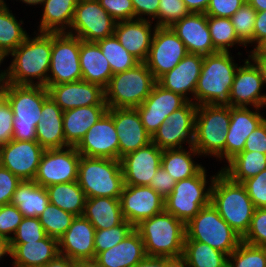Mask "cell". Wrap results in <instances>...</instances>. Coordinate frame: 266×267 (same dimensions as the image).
<instances>
[{"label": "cell", "mask_w": 266, "mask_h": 267, "mask_svg": "<svg viewBox=\"0 0 266 267\" xmlns=\"http://www.w3.org/2000/svg\"><path fill=\"white\" fill-rule=\"evenodd\" d=\"M75 217V215L49 203L39 216V220L47 236L59 240L71 226Z\"/></svg>", "instance_id": "ee69618b"}, {"label": "cell", "mask_w": 266, "mask_h": 267, "mask_svg": "<svg viewBox=\"0 0 266 267\" xmlns=\"http://www.w3.org/2000/svg\"><path fill=\"white\" fill-rule=\"evenodd\" d=\"M119 140V160L126 154L151 143L136 108H108Z\"/></svg>", "instance_id": "603a6c76"}, {"label": "cell", "mask_w": 266, "mask_h": 267, "mask_svg": "<svg viewBox=\"0 0 266 267\" xmlns=\"http://www.w3.org/2000/svg\"><path fill=\"white\" fill-rule=\"evenodd\" d=\"M96 229L83 215L76 216L71 226L58 240L59 255L72 260L95 259Z\"/></svg>", "instance_id": "d4e9b609"}, {"label": "cell", "mask_w": 266, "mask_h": 267, "mask_svg": "<svg viewBox=\"0 0 266 267\" xmlns=\"http://www.w3.org/2000/svg\"><path fill=\"white\" fill-rule=\"evenodd\" d=\"M21 1L29 5H37V4H43L44 0H21Z\"/></svg>", "instance_id": "11e5206c"}, {"label": "cell", "mask_w": 266, "mask_h": 267, "mask_svg": "<svg viewBox=\"0 0 266 267\" xmlns=\"http://www.w3.org/2000/svg\"><path fill=\"white\" fill-rule=\"evenodd\" d=\"M25 38L9 55L14 57L7 72L5 83L15 85L47 86L51 64L52 33L40 32ZM34 79L38 81L34 83Z\"/></svg>", "instance_id": "6da1fadb"}, {"label": "cell", "mask_w": 266, "mask_h": 267, "mask_svg": "<svg viewBox=\"0 0 266 267\" xmlns=\"http://www.w3.org/2000/svg\"><path fill=\"white\" fill-rule=\"evenodd\" d=\"M238 64L234 63L230 52H217L205 55L201 74L193 97L194 103L226 104L229 100L232 84Z\"/></svg>", "instance_id": "5b68a950"}, {"label": "cell", "mask_w": 266, "mask_h": 267, "mask_svg": "<svg viewBox=\"0 0 266 267\" xmlns=\"http://www.w3.org/2000/svg\"><path fill=\"white\" fill-rule=\"evenodd\" d=\"M246 2V0H210L205 14L219 18H231Z\"/></svg>", "instance_id": "11a10c76"}, {"label": "cell", "mask_w": 266, "mask_h": 267, "mask_svg": "<svg viewBox=\"0 0 266 267\" xmlns=\"http://www.w3.org/2000/svg\"><path fill=\"white\" fill-rule=\"evenodd\" d=\"M253 48L249 56H266V38Z\"/></svg>", "instance_id": "2644e50d"}, {"label": "cell", "mask_w": 266, "mask_h": 267, "mask_svg": "<svg viewBox=\"0 0 266 267\" xmlns=\"http://www.w3.org/2000/svg\"><path fill=\"white\" fill-rule=\"evenodd\" d=\"M43 267H76V261L68 257L58 255L52 261H49Z\"/></svg>", "instance_id": "03108f58"}, {"label": "cell", "mask_w": 266, "mask_h": 267, "mask_svg": "<svg viewBox=\"0 0 266 267\" xmlns=\"http://www.w3.org/2000/svg\"><path fill=\"white\" fill-rule=\"evenodd\" d=\"M45 149L37 141L11 140L0 146V165L20 180H34Z\"/></svg>", "instance_id": "2e32d148"}, {"label": "cell", "mask_w": 266, "mask_h": 267, "mask_svg": "<svg viewBox=\"0 0 266 267\" xmlns=\"http://www.w3.org/2000/svg\"><path fill=\"white\" fill-rule=\"evenodd\" d=\"M14 267H43L59 255L58 240L46 236L39 241L10 244Z\"/></svg>", "instance_id": "4dcf8cb0"}, {"label": "cell", "mask_w": 266, "mask_h": 267, "mask_svg": "<svg viewBox=\"0 0 266 267\" xmlns=\"http://www.w3.org/2000/svg\"><path fill=\"white\" fill-rule=\"evenodd\" d=\"M11 204L15 205L24 217H39L49 204V199L45 187L34 180H25L17 186Z\"/></svg>", "instance_id": "e575fe53"}, {"label": "cell", "mask_w": 266, "mask_h": 267, "mask_svg": "<svg viewBox=\"0 0 266 267\" xmlns=\"http://www.w3.org/2000/svg\"><path fill=\"white\" fill-rule=\"evenodd\" d=\"M8 55L0 49V65L2 63V61L5 59V57H7ZM7 72L8 70H4L0 72V84H4L6 82L7 79Z\"/></svg>", "instance_id": "34e18365"}, {"label": "cell", "mask_w": 266, "mask_h": 267, "mask_svg": "<svg viewBox=\"0 0 266 267\" xmlns=\"http://www.w3.org/2000/svg\"><path fill=\"white\" fill-rule=\"evenodd\" d=\"M96 43L108 60L113 74L131 69L139 63V61L120 44L115 35L99 40Z\"/></svg>", "instance_id": "b9f144b4"}, {"label": "cell", "mask_w": 266, "mask_h": 267, "mask_svg": "<svg viewBox=\"0 0 266 267\" xmlns=\"http://www.w3.org/2000/svg\"><path fill=\"white\" fill-rule=\"evenodd\" d=\"M228 267H266V247L252 246L242 241L228 256Z\"/></svg>", "instance_id": "f6af8a7d"}, {"label": "cell", "mask_w": 266, "mask_h": 267, "mask_svg": "<svg viewBox=\"0 0 266 267\" xmlns=\"http://www.w3.org/2000/svg\"><path fill=\"white\" fill-rule=\"evenodd\" d=\"M156 83L145 62L113 74L104 89L108 108H137L149 96Z\"/></svg>", "instance_id": "ba28073f"}, {"label": "cell", "mask_w": 266, "mask_h": 267, "mask_svg": "<svg viewBox=\"0 0 266 267\" xmlns=\"http://www.w3.org/2000/svg\"><path fill=\"white\" fill-rule=\"evenodd\" d=\"M151 20L133 19L116 23L114 35L120 44L139 62H145L149 53L156 26L151 32ZM153 33V34H151Z\"/></svg>", "instance_id": "83f0119b"}, {"label": "cell", "mask_w": 266, "mask_h": 267, "mask_svg": "<svg viewBox=\"0 0 266 267\" xmlns=\"http://www.w3.org/2000/svg\"><path fill=\"white\" fill-rule=\"evenodd\" d=\"M77 181L87 198L120 199L124 187L120 160L81 155Z\"/></svg>", "instance_id": "52a82bcc"}, {"label": "cell", "mask_w": 266, "mask_h": 267, "mask_svg": "<svg viewBox=\"0 0 266 267\" xmlns=\"http://www.w3.org/2000/svg\"><path fill=\"white\" fill-rule=\"evenodd\" d=\"M145 246L147 256H183L185 224L165 210L135 226Z\"/></svg>", "instance_id": "277c9868"}, {"label": "cell", "mask_w": 266, "mask_h": 267, "mask_svg": "<svg viewBox=\"0 0 266 267\" xmlns=\"http://www.w3.org/2000/svg\"><path fill=\"white\" fill-rule=\"evenodd\" d=\"M240 65L234 77L229 100L226 103L231 107H247L252 105L263 108L266 105V94H260L263 87V79L259 68L250 58Z\"/></svg>", "instance_id": "ffe728a7"}, {"label": "cell", "mask_w": 266, "mask_h": 267, "mask_svg": "<svg viewBox=\"0 0 266 267\" xmlns=\"http://www.w3.org/2000/svg\"><path fill=\"white\" fill-rule=\"evenodd\" d=\"M259 109L256 108L254 112L248 107L230 106V126L225 144L227 162L244 150L247 137L266 119L259 113Z\"/></svg>", "instance_id": "4316f807"}, {"label": "cell", "mask_w": 266, "mask_h": 267, "mask_svg": "<svg viewBox=\"0 0 266 267\" xmlns=\"http://www.w3.org/2000/svg\"><path fill=\"white\" fill-rule=\"evenodd\" d=\"M183 257L189 267H228V255L200 241L184 240Z\"/></svg>", "instance_id": "ab89813d"}, {"label": "cell", "mask_w": 266, "mask_h": 267, "mask_svg": "<svg viewBox=\"0 0 266 267\" xmlns=\"http://www.w3.org/2000/svg\"><path fill=\"white\" fill-rule=\"evenodd\" d=\"M203 167L195 176L178 181L164 200L165 211L187 224L204 206L210 203V188L206 189V171Z\"/></svg>", "instance_id": "30bf717a"}, {"label": "cell", "mask_w": 266, "mask_h": 267, "mask_svg": "<svg viewBox=\"0 0 266 267\" xmlns=\"http://www.w3.org/2000/svg\"><path fill=\"white\" fill-rule=\"evenodd\" d=\"M189 12L205 13L210 0H182Z\"/></svg>", "instance_id": "e7e4bbea"}, {"label": "cell", "mask_w": 266, "mask_h": 267, "mask_svg": "<svg viewBox=\"0 0 266 267\" xmlns=\"http://www.w3.org/2000/svg\"><path fill=\"white\" fill-rule=\"evenodd\" d=\"M210 203L241 237L246 234L255 206L242 183L231 180L220 170L212 181Z\"/></svg>", "instance_id": "3957f363"}, {"label": "cell", "mask_w": 266, "mask_h": 267, "mask_svg": "<svg viewBox=\"0 0 266 267\" xmlns=\"http://www.w3.org/2000/svg\"><path fill=\"white\" fill-rule=\"evenodd\" d=\"M256 13L257 11L246 2L230 18L238 39L244 46L253 42Z\"/></svg>", "instance_id": "bcb514c9"}, {"label": "cell", "mask_w": 266, "mask_h": 267, "mask_svg": "<svg viewBox=\"0 0 266 267\" xmlns=\"http://www.w3.org/2000/svg\"><path fill=\"white\" fill-rule=\"evenodd\" d=\"M266 38V11L257 12L254 24L253 43L255 47Z\"/></svg>", "instance_id": "6125c7cd"}, {"label": "cell", "mask_w": 266, "mask_h": 267, "mask_svg": "<svg viewBox=\"0 0 266 267\" xmlns=\"http://www.w3.org/2000/svg\"><path fill=\"white\" fill-rule=\"evenodd\" d=\"M81 154L74 146L45 149L34 181L43 187L78 180V165Z\"/></svg>", "instance_id": "4fadbf2b"}, {"label": "cell", "mask_w": 266, "mask_h": 267, "mask_svg": "<svg viewBox=\"0 0 266 267\" xmlns=\"http://www.w3.org/2000/svg\"><path fill=\"white\" fill-rule=\"evenodd\" d=\"M99 3L116 22L135 19L131 0H99Z\"/></svg>", "instance_id": "db71d44e"}, {"label": "cell", "mask_w": 266, "mask_h": 267, "mask_svg": "<svg viewBox=\"0 0 266 267\" xmlns=\"http://www.w3.org/2000/svg\"><path fill=\"white\" fill-rule=\"evenodd\" d=\"M76 267H101L95 259L77 260Z\"/></svg>", "instance_id": "753ad0ef"}, {"label": "cell", "mask_w": 266, "mask_h": 267, "mask_svg": "<svg viewBox=\"0 0 266 267\" xmlns=\"http://www.w3.org/2000/svg\"><path fill=\"white\" fill-rule=\"evenodd\" d=\"M243 151L266 154V119L247 137Z\"/></svg>", "instance_id": "91938a15"}, {"label": "cell", "mask_w": 266, "mask_h": 267, "mask_svg": "<svg viewBox=\"0 0 266 267\" xmlns=\"http://www.w3.org/2000/svg\"><path fill=\"white\" fill-rule=\"evenodd\" d=\"M24 218L23 214L13 204H5L0 208V236L8 240L11 233L14 235L19 224Z\"/></svg>", "instance_id": "816d5d0a"}, {"label": "cell", "mask_w": 266, "mask_h": 267, "mask_svg": "<svg viewBox=\"0 0 266 267\" xmlns=\"http://www.w3.org/2000/svg\"><path fill=\"white\" fill-rule=\"evenodd\" d=\"M116 23L99 1L78 0L71 30L66 33L79 37L82 41L97 42L113 36Z\"/></svg>", "instance_id": "7c38bea8"}, {"label": "cell", "mask_w": 266, "mask_h": 267, "mask_svg": "<svg viewBox=\"0 0 266 267\" xmlns=\"http://www.w3.org/2000/svg\"><path fill=\"white\" fill-rule=\"evenodd\" d=\"M162 152L153 142L120 158L124 185L149 186L161 166Z\"/></svg>", "instance_id": "44dd1931"}, {"label": "cell", "mask_w": 266, "mask_h": 267, "mask_svg": "<svg viewBox=\"0 0 266 267\" xmlns=\"http://www.w3.org/2000/svg\"><path fill=\"white\" fill-rule=\"evenodd\" d=\"M176 180L161 166L151 179L149 187L156 191L160 196L166 199L173 191Z\"/></svg>", "instance_id": "680465c9"}, {"label": "cell", "mask_w": 266, "mask_h": 267, "mask_svg": "<svg viewBox=\"0 0 266 267\" xmlns=\"http://www.w3.org/2000/svg\"><path fill=\"white\" fill-rule=\"evenodd\" d=\"M78 0H44L39 32L61 33L70 28ZM67 27H66V26Z\"/></svg>", "instance_id": "d590c367"}, {"label": "cell", "mask_w": 266, "mask_h": 267, "mask_svg": "<svg viewBox=\"0 0 266 267\" xmlns=\"http://www.w3.org/2000/svg\"><path fill=\"white\" fill-rule=\"evenodd\" d=\"M81 39L66 32L52 33L51 64L47 85L82 80L79 61Z\"/></svg>", "instance_id": "8fae6325"}, {"label": "cell", "mask_w": 266, "mask_h": 267, "mask_svg": "<svg viewBox=\"0 0 266 267\" xmlns=\"http://www.w3.org/2000/svg\"><path fill=\"white\" fill-rule=\"evenodd\" d=\"M22 180L0 165V206L10 204L13 193Z\"/></svg>", "instance_id": "9f6ffc18"}, {"label": "cell", "mask_w": 266, "mask_h": 267, "mask_svg": "<svg viewBox=\"0 0 266 267\" xmlns=\"http://www.w3.org/2000/svg\"><path fill=\"white\" fill-rule=\"evenodd\" d=\"M45 189L49 203L75 216L83 215L87 197L78 181L53 184Z\"/></svg>", "instance_id": "74e56055"}, {"label": "cell", "mask_w": 266, "mask_h": 267, "mask_svg": "<svg viewBox=\"0 0 266 267\" xmlns=\"http://www.w3.org/2000/svg\"><path fill=\"white\" fill-rule=\"evenodd\" d=\"M46 88L49 96L62 111L84 106L107 105L104 89L85 80L47 85Z\"/></svg>", "instance_id": "7402d4cb"}, {"label": "cell", "mask_w": 266, "mask_h": 267, "mask_svg": "<svg viewBox=\"0 0 266 267\" xmlns=\"http://www.w3.org/2000/svg\"><path fill=\"white\" fill-rule=\"evenodd\" d=\"M23 21L12 14L5 2H0V49L7 55L13 52L28 36L21 27Z\"/></svg>", "instance_id": "60d3db41"}, {"label": "cell", "mask_w": 266, "mask_h": 267, "mask_svg": "<svg viewBox=\"0 0 266 267\" xmlns=\"http://www.w3.org/2000/svg\"><path fill=\"white\" fill-rule=\"evenodd\" d=\"M165 267H189L187 260L183 257H166Z\"/></svg>", "instance_id": "a7ac6f4b"}, {"label": "cell", "mask_w": 266, "mask_h": 267, "mask_svg": "<svg viewBox=\"0 0 266 267\" xmlns=\"http://www.w3.org/2000/svg\"><path fill=\"white\" fill-rule=\"evenodd\" d=\"M190 12L182 0H160L157 27H171Z\"/></svg>", "instance_id": "681fc988"}, {"label": "cell", "mask_w": 266, "mask_h": 267, "mask_svg": "<svg viewBox=\"0 0 266 267\" xmlns=\"http://www.w3.org/2000/svg\"><path fill=\"white\" fill-rule=\"evenodd\" d=\"M14 115L8 101L4 98L0 102V146L13 139Z\"/></svg>", "instance_id": "6f0895ef"}, {"label": "cell", "mask_w": 266, "mask_h": 267, "mask_svg": "<svg viewBox=\"0 0 266 267\" xmlns=\"http://www.w3.org/2000/svg\"><path fill=\"white\" fill-rule=\"evenodd\" d=\"M135 11V19H146L141 15H147L152 19H158V8L160 0H131Z\"/></svg>", "instance_id": "94428289"}, {"label": "cell", "mask_w": 266, "mask_h": 267, "mask_svg": "<svg viewBox=\"0 0 266 267\" xmlns=\"http://www.w3.org/2000/svg\"><path fill=\"white\" fill-rule=\"evenodd\" d=\"M203 55L187 54L172 70L160 76L156 82L167 90L178 93L191 101L188 92L195 95L198 78L203 65Z\"/></svg>", "instance_id": "484cf974"}, {"label": "cell", "mask_w": 266, "mask_h": 267, "mask_svg": "<svg viewBox=\"0 0 266 267\" xmlns=\"http://www.w3.org/2000/svg\"><path fill=\"white\" fill-rule=\"evenodd\" d=\"M242 241L252 246L266 247V207L255 208L249 229Z\"/></svg>", "instance_id": "f907efd6"}, {"label": "cell", "mask_w": 266, "mask_h": 267, "mask_svg": "<svg viewBox=\"0 0 266 267\" xmlns=\"http://www.w3.org/2000/svg\"><path fill=\"white\" fill-rule=\"evenodd\" d=\"M83 216L96 230L115 227L125 220L121 211L120 199L110 197L87 198Z\"/></svg>", "instance_id": "836d02e7"}, {"label": "cell", "mask_w": 266, "mask_h": 267, "mask_svg": "<svg viewBox=\"0 0 266 267\" xmlns=\"http://www.w3.org/2000/svg\"><path fill=\"white\" fill-rule=\"evenodd\" d=\"M85 157L119 160V140L112 114L107 110L76 146Z\"/></svg>", "instance_id": "ac0fdd59"}, {"label": "cell", "mask_w": 266, "mask_h": 267, "mask_svg": "<svg viewBox=\"0 0 266 267\" xmlns=\"http://www.w3.org/2000/svg\"><path fill=\"white\" fill-rule=\"evenodd\" d=\"M197 105L188 101L172 112L151 136V142L160 149L183 148L184 141L193 146Z\"/></svg>", "instance_id": "5bb4252c"}, {"label": "cell", "mask_w": 266, "mask_h": 267, "mask_svg": "<svg viewBox=\"0 0 266 267\" xmlns=\"http://www.w3.org/2000/svg\"><path fill=\"white\" fill-rule=\"evenodd\" d=\"M4 99L3 84H0V102Z\"/></svg>", "instance_id": "2a66077c"}, {"label": "cell", "mask_w": 266, "mask_h": 267, "mask_svg": "<svg viewBox=\"0 0 266 267\" xmlns=\"http://www.w3.org/2000/svg\"><path fill=\"white\" fill-rule=\"evenodd\" d=\"M164 198L149 186L124 185L120 195L124 219L134 227L165 210Z\"/></svg>", "instance_id": "e0dca14e"}, {"label": "cell", "mask_w": 266, "mask_h": 267, "mask_svg": "<svg viewBox=\"0 0 266 267\" xmlns=\"http://www.w3.org/2000/svg\"><path fill=\"white\" fill-rule=\"evenodd\" d=\"M255 208L266 207V170L242 182Z\"/></svg>", "instance_id": "f5cc1de1"}, {"label": "cell", "mask_w": 266, "mask_h": 267, "mask_svg": "<svg viewBox=\"0 0 266 267\" xmlns=\"http://www.w3.org/2000/svg\"><path fill=\"white\" fill-rule=\"evenodd\" d=\"M46 236L39 217H24L9 241L10 244H22L39 241Z\"/></svg>", "instance_id": "c3c4849f"}, {"label": "cell", "mask_w": 266, "mask_h": 267, "mask_svg": "<svg viewBox=\"0 0 266 267\" xmlns=\"http://www.w3.org/2000/svg\"><path fill=\"white\" fill-rule=\"evenodd\" d=\"M7 254L11 256L10 241L0 236V260Z\"/></svg>", "instance_id": "89a4df30"}, {"label": "cell", "mask_w": 266, "mask_h": 267, "mask_svg": "<svg viewBox=\"0 0 266 267\" xmlns=\"http://www.w3.org/2000/svg\"><path fill=\"white\" fill-rule=\"evenodd\" d=\"M166 257L146 256L134 267H165Z\"/></svg>", "instance_id": "be15d7a7"}, {"label": "cell", "mask_w": 266, "mask_h": 267, "mask_svg": "<svg viewBox=\"0 0 266 267\" xmlns=\"http://www.w3.org/2000/svg\"><path fill=\"white\" fill-rule=\"evenodd\" d=\"M189 149L188 152L183 148L164 149L162 152L161 167L176 182L195 176L203 168L192 160V155H199V152L193 146H189Z\"/></svg>", "instance_id": "8d00e7d4"}, {"label": "cell", "mask_w": 266, "mask_h": 267, "mask_svg": "<svg viewBox=\"0 0 266 267\" xmlns=\"http://www.w3.org/2000/svg\"><path fill=\"white\" fill-rule=\"evenodd\" d=\"M82 1H99V0H82Z\"/></svg>", "instance_id": "b9fcfbb0"}, {"label": "cell", "mask_w": 266, "mask_h": 267, "mask_svg": "<svg viewBox=\"0 0 266 267\" xmlns=\"http://www.w3.org/2000/svg\"><path fill=\"white\" fill-rule=\"evenodd\" d=\"M4 98L13 115V140L36 141L44 101L49 97L48 89L40 85L3 84Z\"/></svg>", "instance_id": "7a4b0ae2"}, {"label": "cell", "mask_w": 266, "mask_h": 267, "mask_svg": "<svg viewBox=\"0 0 266 267\" xmlns=\"http://www.w3.org/2000/svg\"><path fill=\"white\" fill-rule=\"evenodd\" d=\"M147 256L140 234L134 229L119 244L95 256L101 267H134Z\"/></svg>", "instance_id": "f1b7e54d"}, {"label": "cell", "mask_w": 266, "mask_h": 267, "mask_svg": "<svg viewBox=\"0 0 266 267\" xmlns=\"http://www.w3.org/2000/svg\"><path fill=\"white\" fill-rule=\"evenodd\" d=\"M188 51L171 27H157L145 64L157 80L172 70Z\"/></svg>", "instance_id": "9a60e30c"}, {"label": "cell", "mask_w": 266, "mask_h": 267, "mask_svg": "<svg viewBox=\"0 0 266 267\" xmlns=\"http://www.w3.org/2000/svg\"><path fill=\"white\" fill-rule=\"evenodd\" d=\"M259 68L263 83L266 84V56H248Z\"/></svg>", "instance_id": "003e7915"}, {"label": "cell", "mask_w": 266, "mask_h": 267, "mask_svg": "<svg viewBox=\"0 0 266 267\" xmlns=\"http://www.w3.org/2000/svg\"><path fill=\"white\" fill-rule=\"evenodd\" d=\"M230 126V106L227 104L198 105L195 118L193 147L200 156L225 158V144Z\"/></svg>", "instance_id": "8992f818"}, {"label": "cell", "mask_w": 266, "mask_h": 267, "mask_svg": "<svg viewBox=\"0 0 266 267\" xmlns=\"http://www.w3.org/2000/svg\"><path fill=\"white\" fill-rule=\"evenodd\" d=\"M79 61L82 80L97 84L103 89L108 86L113 73L108 60L96 42L81 40Z\"/></svg>", "instance_id": "d6a6232c"}, {"label": "cell", "mask_w": 266, "mask_h": 267, "mask_svg": "<svg viewBox=\"0 0 266 267\" xmlns=\"http://www.w3.org/2000/svg\"><path fill=\"white\" fill-rule=\"evenodd\" d=\"M257 12L266 11V0H246Z\"/></svg>", "instance_id": "8c879c8a"}, {"label": "cell", "mask_w": 266, "mask_h": 267, "mask_svg": "<svg viewBox=\"0 0 266 267\" xmlns=\"http://www.w3.org/2000/svg\"><path fill=\"white\" fill-rule=\"evenodd\" d=\"M36 141L44 149L67 147L63 131V111L49 96L43 103Z\"/></svg>", "instance_id": "f546056e"}, {"label": "cell", "mask_w": 266, "mask_h": 267, "mask_svg": "<svg viewBox=\"0 0 266 267\" xmlns=\"http://www.w3.org/2000/svg\"><path fill=\"white\" fill-rule=\"evenodd\" d=\"M187 102L182 95L167 90L156 82L149 96L136 109L145 130L152 136L172 112Z\"/></svg>", "instance_id": "d6986e66"}, {"label": "cell", "mask_w": 266, "mask_h": 267, "mask_svg": "<svg viewBox=\"0 0 266 267\" xmlns=\"http://www.w3.org/2000/svg\"><path fill=\"white\" fill-rule=\"evenodd\" d=\"M185 232V240L206 243L228 256L242 242V237L229 226L211 203L185 224Z\"/></svg>", "instance_id": "9c48e42d"}, {"label": "cell", "mask_w": 266, "mask_h": 267, "mask_svg": "<svg viewBox=\"0 0 266 267\" xmlns=\"http://www.w3.org/2000/svg\"><path fill=\"white\" fill-rule=\"evenodd\" d=\"M107 110V105H93L63 111V131L66 145L76 147L87 131Z\"/></svg>", "instance_id": "1f68e13d"}, {"label": "cell", "mask_w": 266, "mask_h": 267, "mask_svg": "<svg viewBox=\"0 0 266 267\" xmlns=\"http://www.w3.org/2000/svg\"><path fill=\"white\" fill-rule=\"evenodd\" d=\"M184 43L189 54L210 55L217 53L211 40L205 13L190 12L171 26Z\"/></svg>", "instance_id": "cb8c5ba5"}, {"label": "cell", "mask_w": 266, "mask_h": 267, "mask_svg": "<svg viewBox=\"0 0 266 267\" xmlns=\"http://www.w3.org/2000/svg\"><path fill=\"white\" fill-rule=\"evenodd\" d=\"M211 40L217 52H229L235 44L243 45L235 32L230 18L207 16Z\"/></svg>", "instance_id": "7bdbcfd3"}, {"label": "cell", "mask_w": 266, "mask_h": 267, "mask_svg": "<svg viewBox=\"0 0 266 267\" xmlns=\"http://www.w3.org/2000/svg\"><path fill=\"white\" fill-rule=\"evenodd\" d=\"M134 229L135 227L132 224L124 220L120 225H117L115 227L96 230L94 239L95 256L98 253L119 244Z\"/></svg>", "instance_id": "7dc6e473"}, {"label": "cell", "mask_w": 266, "mask_h": 267, "mask_svg": "<svg viewBox=\"0 0 266 267\" xmlns=\"http://www.w3.org/2000/svg\"><path fill=\"white\" fill-rule=\"evenodd\" d=\"M227 163L228 166L222 168L221 171L231 180L242 183L266 170V154L257 151H242Z\"/></svg>", "instance_id": "f35d334b"}]
</instances>
